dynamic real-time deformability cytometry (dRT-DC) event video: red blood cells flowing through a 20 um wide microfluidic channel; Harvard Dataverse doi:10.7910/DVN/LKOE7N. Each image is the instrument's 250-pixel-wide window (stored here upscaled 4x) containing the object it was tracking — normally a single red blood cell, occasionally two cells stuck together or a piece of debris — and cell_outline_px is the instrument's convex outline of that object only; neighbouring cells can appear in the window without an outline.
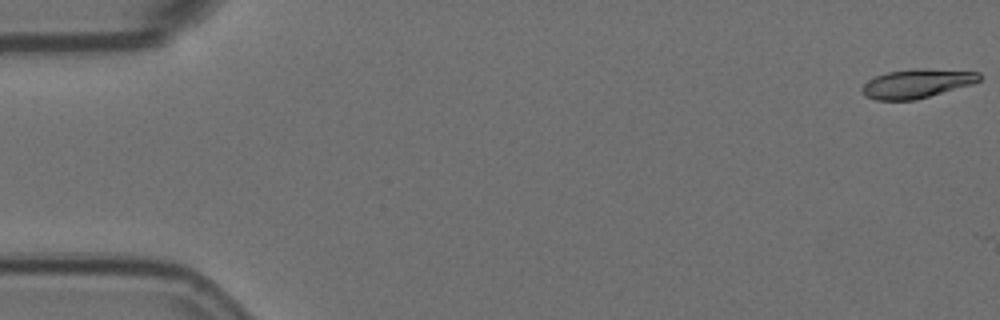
{"species": "Egyptian fruit bat (a non-hibernating species)", "species_latin": "Rousettus aegyptiacus", "temperature_condition": "room temperature", "stored_images_in_passage": 5, "camera_frame_rate_fps": 3000, "um_per_image_px": 0.085, "animal": {"sex": "female"}, "frame": {"image": 1, "passage_image": 1, "time_ms": 0.0, "image_size_px": [1000, 320], "cell_outline_px": [[980, 80], [972, 84], [916, 100], [876, 100], [864, 96], [860, 88], [868, 80], [876, 76], [888, 72], [912, 68], [920, 68], [980, 72]], "centroid_in_image_um": [77.9, 7.1], "position_along_channel_um": 7.1, "area_um2": 19.83}}